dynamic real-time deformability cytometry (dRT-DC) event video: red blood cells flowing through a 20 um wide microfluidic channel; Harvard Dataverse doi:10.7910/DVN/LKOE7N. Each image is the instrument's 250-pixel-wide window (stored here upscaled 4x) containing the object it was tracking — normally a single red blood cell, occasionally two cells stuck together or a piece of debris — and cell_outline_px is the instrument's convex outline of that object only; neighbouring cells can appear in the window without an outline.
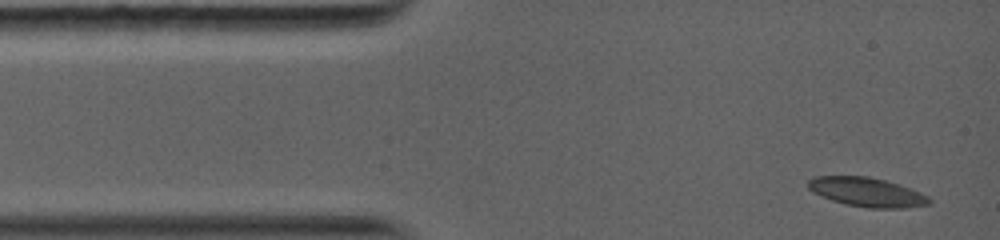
{"species": "common noctule bat (a hibernating species)", "species_latin": "Nyctalus noctula", "temperature_condition": "warm", "stored_images_in_passage": 8, "camera_frame_rate_fps": 5000, "um_per_image_px": 0.085, "animal": {"sex": "female", "body_mass_g": 19.0, "forearm_length_mm": 56.7}, "frame": {"image": 1, "passage_image": 1, "time_ms": 0.0, "image_size_px": [1000, 240], "cell_outline_px": [[932, 204], [904, 208], [868, 208], [844, 204], [832, 200], [812, 192], [808, 188], [808, 180], [816, 176], [868, 176], [884, 180], [920, 192], [928, 196], [932, 200]], "centroid_in_image_um": [73.69, 16.34], "position_along_channel_um": 11.3, "area_um2": 20.52}}
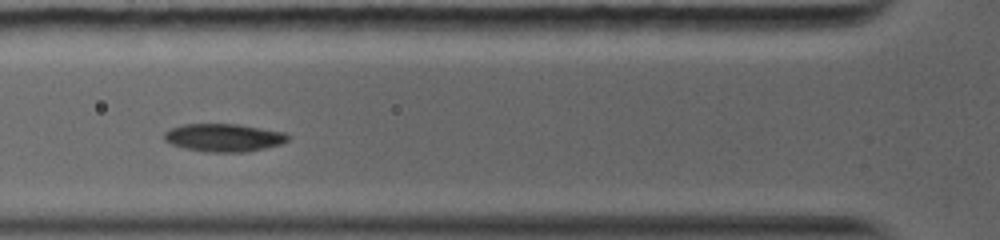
{"frame": {"image": 2, "passage_image": 6, "time_ms": 3.8, "image_size_px": [1000, 240], "cell_outline_px": [[288, 140], [280, 144], [248, 152], [208, 152], [184, 148], [172, 144], [164, 140], [164, 132], [180, 124], [240, 124], [284, 132], [288, 136]], "centroid_in_image_um": [19.0, 11.69], "position_along_channel_um": 106.8, "area_um2": 20.11}}
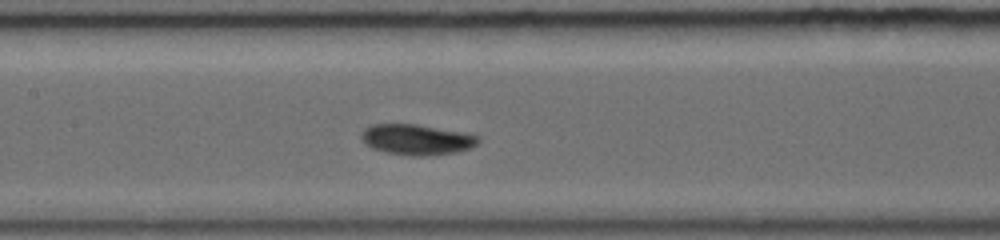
{"frame": {"image": 3, "passage_image": 8, "time_ms": 5.4, "image_size_px": [1000, 240], "cell_outline_px": [[480, 140], [472, 148], [456, 152], [428, 156], [408, 156], [388, 152], [372, 148], [364, 144], [360, 136], [360, 132], [364, 128], [372, 124], [416, 124], [460, 132], [480, 136]], "centroid_in_image_um": [35.39, 11.87], "position_along_channel_um": 172.0, "area_um2": 20.92}}